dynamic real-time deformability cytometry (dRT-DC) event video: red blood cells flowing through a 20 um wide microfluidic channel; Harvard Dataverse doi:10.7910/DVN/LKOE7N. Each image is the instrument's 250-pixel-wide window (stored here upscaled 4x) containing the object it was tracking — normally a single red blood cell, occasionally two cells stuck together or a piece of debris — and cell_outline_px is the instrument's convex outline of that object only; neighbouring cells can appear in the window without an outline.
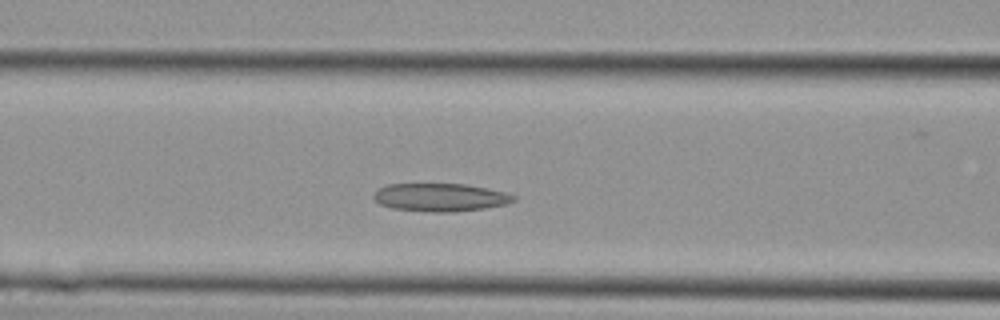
{"species": "Egyptian fruit bat (a non-hibernating species)", "species_latin": "Rousettus aegyptiacus", "temperature_condition": "cold", "stored_images_in_passage": 27, "camera_frame_rate_fps": 3000, "um_per_image_px": 0.085, "animal": {"sex": "female"}, "frame": {"image": 1, "passage_image": 8, "time_ms": 2.333, "image_size_px": [1000, 320], "cell_outline_px": [[516, 200], [508, 204], [484, 208], [452, 212], [428, 212], [392, 208], [380, 204], [372, 196], [380, 188], [388, 184], [468, 184], [508, 192], [516, 196]], "centroid_in_image_um": [37.49, 16.77], "position_along_channel_um": 129.1, "area_um2": 23.0}}
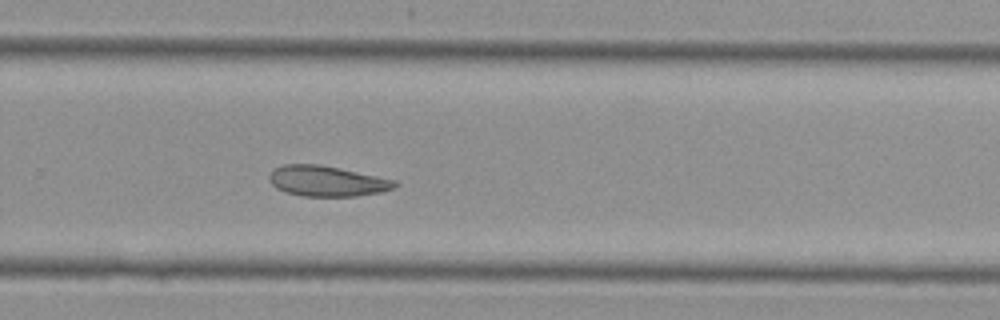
{"frame": {"image": 2, "passage_image": 16, "time_ms": 5.0, "image_size_px": [1000, 320], "cell_outline_px": [[400, 184], [392, 188], [380, 192], [356, 196], [304, 196], [284, 192], [276, 188], [268, 180], [268, 176], [272, 168], [284, 164], [320, 164], [340, 168], [396, 180]], "centroid_in_image_um": [27.75, 15.38], "position_along_channel_um": 302.1, "area_um2": 22.48}}
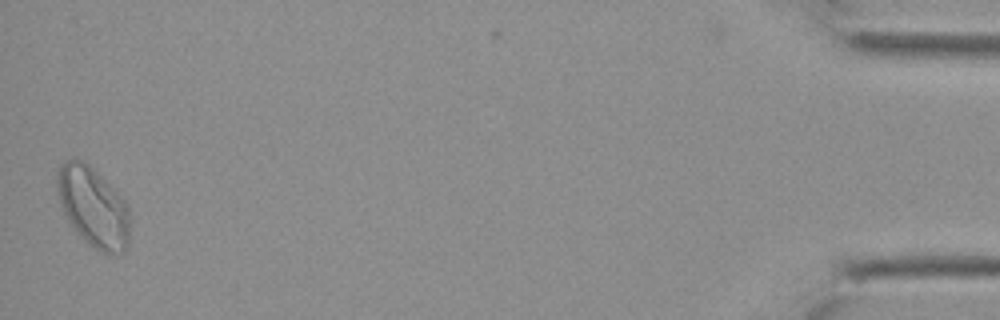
{"frame": {"image": 3, "passage_image": 26, "time_ms": 8.333, "image_size_px": [1000, 320], "cell_outline_px": [[128, 244], [124, 252], [112, 256], [100, 252], [88, 244], [80, 236], [64, 212], [60, 204], [56, 192], [56, 172], [60, 164], [64, 160], [72, 156], [84, 160], [128, 204]], "centroid_in_image_um": [7.88, 17.57], "position_along_channel_um": 427.3, "area_um2": 33.99}}